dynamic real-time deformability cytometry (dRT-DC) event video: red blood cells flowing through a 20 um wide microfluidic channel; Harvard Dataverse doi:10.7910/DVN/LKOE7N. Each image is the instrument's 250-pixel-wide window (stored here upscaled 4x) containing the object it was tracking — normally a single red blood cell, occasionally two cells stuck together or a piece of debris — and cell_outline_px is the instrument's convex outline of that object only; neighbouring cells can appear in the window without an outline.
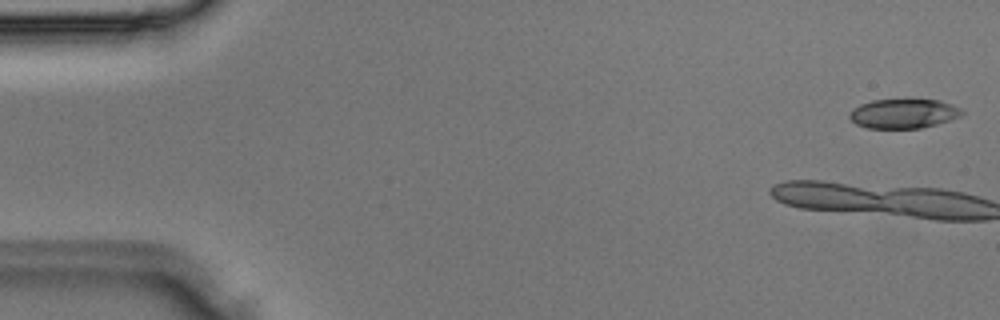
{"species": "Egyptian fruit bat (a non-hibernating species)", "species_latin": "Rousettus aegyptiacus", "temperature_condition": "room temperature", "stored_images_in_passage": 4, "camera_frame_rate_fps": 3000, "um_per_image_px": 0.085, "animal": {"sex": "male"}, "frame": {"image": 1, "passage_image": 4, "time_ms": 1.0, "image_size_px": [1000, 320], "cell_outline_px": [[964, 112], [960, 116], [936, 124], [920, 128], [868, 128], [856, 124], [848, 116], [860, 104], [872, 100], [940, 100], [960, 108]], "centroid_in_image_um": [76.8, 9.66], "position_along_channel_um": 8.2, "area_um2": 18.9}}